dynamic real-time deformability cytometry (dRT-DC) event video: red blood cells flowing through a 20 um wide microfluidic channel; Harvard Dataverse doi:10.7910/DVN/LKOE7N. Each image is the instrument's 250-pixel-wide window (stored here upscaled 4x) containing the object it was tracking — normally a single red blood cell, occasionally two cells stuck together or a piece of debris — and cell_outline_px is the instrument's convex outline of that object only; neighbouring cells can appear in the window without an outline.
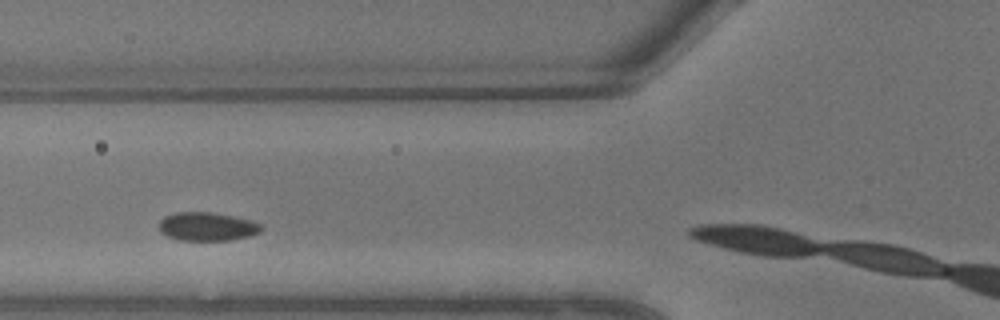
{"species": "common noctule bat (a hibernating species)", "species_latin": "Nyctalus noctula", "temperature_condition": "warm", "stored_images_in_passage": 6, "camera_frame_rate_fps": 3000, "um_per_image_px": 0.085, "animal": {"sex": "male", "body_mass_g": 13.3}, "frame": {"image": 1, "passage_image": 4, "time_ms": 1.0, "image_size_px": [1000, 320], "cell_outline_px": [[264, 228], [260, 232], [248, 236], [232, 240], [180, 240], [168, 236], [160, 232], [160, 220], [164, 216], [176, 212], [212, 212], [232, 216], [248, 220], [260, 224]], "centroid_in_image_um": [17.59, 19.25], "position_along_channel_um": 108.2, "area_um2": 16.88}}